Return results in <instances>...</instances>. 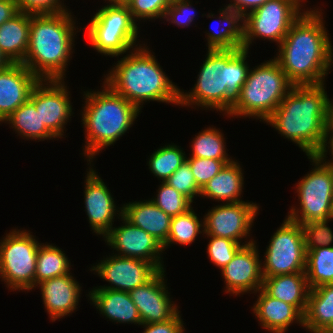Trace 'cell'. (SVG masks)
Here are the masks:
<instances>
[{"mask_svg":"<svg viewBox=\"0 0 333 333\" xmlns=\"http://www.w3.org/2000/svg\"><path fill=\"white\" fill-rule=\"evenodd\" d=\"M321 8L310 7L291 25L274 59L294 85L326 84L333 46Z\"/></svg>","mask_w":333,"mask_h":333,"instance_id":"1","label":"cell"},{"mask_svg":"<svg viewBox=\"0 0 333 333\" xmlns=\"http://www.w3.org/2000/svg\"><path fill=\"white\" fill-rule=\"evenodd\" d=\"M324 85H294L264 121L307 157L315 156L324 140L329 100Z\"/></svg>","mask_w":333,"mask_h":333,"instance_id":"2","label":"cell"},{"mask_svg":"<svg viewBox=\"0 0 333 333\" xmlns=\"http://www.w3.org/2000/svg\"><path fill=\"white\" fill-rule=\"evenodd\" d=\"M69 10L30 14L29 45L22 64L40 80H65L67 63L75 48V35L80 32L76 17Z\"/></svg>","mask_w":333,"mask_h":333,"instance_id":"3","label":"cell"},{"mask_svg":"<svg viewBox=\"0 0 333 333\" xmlns=\"http://www.w3.org/2000/svg\"><path fill=\"white\" fill-rule=\"evenodd\" d=\"M146 45L144 43L120 58L102 80L140 111L148 101L179 106L180 88L165 74L154 52Z\"/></svg>","mask_w":333,"mask_h":333,"instance_id":"4","label":"cell"},{"mask_svg":"<svg viewBox=\"0 0 333 333\" xmlns=\"http://www.w3.org/2000/svg\"><path fill=\"white\" fill-rule=\"evenodd\" d=\"M101 91H84L81 122L85 129L83 154L91 163L99 152L114 146L134 125L141 111L103 82ZM108 146V147H107Z\"/></svg>","mask_w":333,"mask_h":333,"instance_id":"5","label":"cell"},{"mask_svg":"<svg viewBox=\"0 0 333 333\" xmlns=\"http://www.w3.org/2000/svg\"><path fill=\"white\" fill-rule=\"evenodd\" d=\"M293 86L279 63L275 59H269L249 68L246 81L226 116L253 117L264 122Z\"/></svg>","mask_w":333,"mask_h":333,"instance_id":"6","label":"cell"},{"mask_svg":"<svg viewBox=\"0 0 333 333\" xmlns=\"http://www.w3.org/2000/svg\"><path fill=\"white\" fill-rule=\"evenodd\" d=\"M106 4L101 6L84 27L91 47L96 52L113 58L143 45L137 41L139 27L127 5L120 2Z\"/></svg>","mask_w":333,"mask_h":333,"instance_id":"7","label":"cell"},{"mask_svg":"<svg viewBox=\"0 0 333 333\" xmlns=\"http://www.w3.org/2000/svg\"><path fill=\"white\" fill-rule=\"evenodd\" d=\"M240 49H208L206 59L197 75L194 87L188 92L180 89L179 106H196L205 110H216L226 115L234 103L235 98L228 92L219 74L225 64ZM195 105V106H193Z\"/></svg>","mask_w":333,"mask_h":333,"instance_id":"8","label":"cell"},{"mask_svg":"<svg viewBox=\"0 0 333 333\" xmlns=\"http://www.w3.org/2000/svg\"><path fill=\"white\" fill-rule=\"evenodd\" d=\"M30 230L12 229L0 240V279L11 291H32L41 243Z\"/></svg>","mask_w":333,"mask_h":333,"instance_id":"9","label":"cell"},{"mask_svg":"<svg viewBox=\"0 0 333 333\" xmlns=\"http://www.w3.org/2000/svg\"><path fill=\"white\" fill-rule=\"evenodd\" d=\"M312 170L296 183L299 206H291L287 218L305 224L333 219V182L329 168L316 156H308Z\"/></svg>","mask_w":333,"mask_h":333,"instance_id":"10","label":"cell"},{"mask_svg":"<svg viewBox=\"0 0 333 333\" xmlns=\"http://www.w3.org/2000/svg\"><path fill=\"white\" fill-rule=\"evenodd\" d=\"M306 0H269L244 17L243 49L250 50L256 38L276 42L277 46L291 25L301 16Z\"/></svg>","mask_w":333,"mask_h":333,"instance_id":"11","label":"cell"},{"mask_svg":"<svg viewBox=\"0 0 333 333\" xmlns=\"http://www.w3.org/2000/svg\"><path fill=\"white\" fill-rule=\"evenodd\" d=\"M262 264V276L305 273L306 250L300 223L287 217L271 236Z\"/></svg>","mask_w":333,"mask_h":333,"instance_id":"12","label":"cell"},{"mask_svg":"<svg viewBox=\"0 0 333 333\" xmlns=\"http://www.w3.org/2000/svg\"><path fill=\"white\" fill-rule=\"evenodd\" d=\"M259 208L258 203L249 201L220 203L205 213L204 234L231 239L243 246L251 244L255 240L246 238L250 237ZM243 238L246 240L244 243Z\"/></svg>","mask_w":333,"mask_h":333,"instance_id":"13","label":"cell"},{"mask_svg":"<svg viewBox=\"0 0 333 333\" xmlns=\"http://www.w3.org/2000/svg\"><path fill=\"white\" fill-rule=\"evenodd\" d=\"M64 80H40L33 88L30 101L39 110L41 122L57 137L63 138L65 125L73 115L72 103ZM70 118V119H69Z\"/></svg>","mask_w":333,"mask_h":333,"instance_id":"14","label":"cell"},{"mask_svg":"<svg viewBox=\"0 0 333 333\" xmlns=\"http://www.w3.org/2000/svg\"><path fill=\"white\" fill-rule=\"evenodd\" d=\"M121 226L112 227L103 237L106 245L116 251L114 255L137 258L150 262L158 271L164 270L163 246L140 227L131 224L123 216L118 217Z\"/></svg>","mask_w":333,"mask_h":333,"instance_id":"15","label":"cell"},{"mask_svg":"<svg viewBox=\"0 0 333 333\" xmlns=\"http://www.w3.org/2000/svg\"><path fill=\"white\" fill-rule=\"evenodd\" d=\"M110 285L92 289H110L129 292L148 282L158 270L145 260L114 255L103 257L98 264L89 269Z\"/></svg>","mask_w":333,"mask_h":333,"instance_id":"16","label":"cell"},{"mask_svg":"<svg viewBox=\"0 0 333 333\" xmlns=\"http://www.w3.org/2000/svg\"><path fill=\"white\" fill-rule=\"evenodd\" d=\"M165 276V269L159 270L144 285L128 292L142 324L166 322L179 312L178 305L170 298Z\"/></svg>","mask_w":333,"mask_h":333,"instance_id":"17","label":"cell"},{"mask_svg":"<svg viewBox=\"0 0 333 333\" xmlns=\"http://www.w3.org/2000/svg\"><path fill=\"white\" fill-rule=\"evenodd\" d=\"M257 242L242 246L222 269L225 293L240 296L256 293L263 285L262 259Z\"/></svg>","mask_w":333,"mask_h":333,"instance_id":"18","label":"cell"},{"mask_svg":"<svg viewBox=\"0 0 333 333\" xmlns=\"http://www.w3.org/2000/svg\"><path fill=\"white\" fill-rule=\"evenodd\" d=\"M90 164L84 185V203L93 233L104 237L113 227L114 219L122 216V207L116 206L114 197L103 179ZM117 207V208H116ZM120 209V210H119ZM118 214V215H117Z\"/></svg>","mask_w":333,"mask_h":333,"instance_id":"19","label":"cell"},{"mask_svg":"<svg viewBox=\"0 0 333 333\" xmlns=\"http://www.w3.org/2000/svg\"><path fill=\"white\" fill-rule=\"evenodd\" d=\"M39 81L22 63H10L0 70L1 123L30 99L31 92Z\"/></svg>","mask_w":333,"mask_h":333,"instance_id":"20","label":"cell"},{"mask_svg":"<svg viewBox=\"0 0 333 333\" xmlns=\"http://www.w3.org/2000/svg\"><path fill=\"white\" fill-rule=\"evenodd\" d=\"M70 274L45 280L35 286L41 290L42 302L52 322L72 315L78 308L82 287Z\"/></svg>","mask_w":333,"mask_h":333,"instance_id":"21","label":"cell"},{"mask_svg":"<svg viewBox=\"0 0 333 333\" xmlns=\"http://www.w3.org/2000/svg\"><path fill=\"white\" fill-rule=\"evenodd\" d=\"M257 293L252 312L262 328L270 333H285L293 323L303 326V315L293 305L272 298L262 288L255 296Z\"/></svg>","mask_w":333,"mask_h":333,"instance_id":"22","label":"cell"},{"mask_svg":"<svg viewBox=\"0 0 333 333\" xmlns=\"http://www.w3.org/2000/svg\"><path fill=\"white\" fill-rule=\"evenodd\" d=\"M121 207L122 216L131 224L153 236L162 246L167 242L172 217L150 199L128 202Z\"/></svg>","mask_w":333,"mask_h":333,"instance_id":"23","label":"cell"},{"mask_svg":"<svg viewBox=\"0 0 333 333\" xmlns=\"http://www.w3.org/2000/svg\"><path fill=\"white\" fill-rule=\"evenodd\" d=\"M91 305L112 322L142 325L137 307L126 291L91 289L88 295Z\"/></svg>","mask_w":333,"mask_h":333,"instance_id":"24","label":"cell"},{"mask_svg":"<svg viewBox=\"0 0 333 333\" xmlns=\"http://www.w3.org/2000/svg\"><path fill=\"white\" fill-rule=\"evenodd\" d=\"M262 289L272 298L293 305L304 315L310 292L305 273L263 277Z\"/></svg>","mask_w":333,"mask_h":333,"instance_id":"25","label":"cell"},{"mask_svg":"<svg viewBox=\"0 0 333 333\" xmlns=\"http://www.w3.org/2000/svg\"><path fill=\"white\" fill-rule=\"evenodd\" d=\"M30 14L18 12L0 25V51L10 63H23L29 45Z\"/></svg>","mask_w":333,"mask_h":333,"instance_id":"26","label":"cell"},{"mask_svg":"<svg viewBox=\"0 0 333 333\" xmlns=\"http://www.w3.org/2000/svg\"><path fill=\"white\" fill-rule=\"evenodd\" d=\"M242 166L233 160L223 166L220 172L201 190L200 196L222 203L242 202L244 175ZM224 201V202H223Z\"/></svg>","mask_w":333,"mask_h":333,"instance_id":"27","label":"cell"},{"mask_svg":"<svg viewBox=\"0 0 333 333\" xmlns=\"http://www.w3.org/2000/svg\"><path fill=\"white\" fill-rule=\"evenodd\" d=\"M302 328L311 333H328L333 328V283L310 289Z\"/></svg>","mask_w":333,"mask_h":333,"instance_id":"28","label":"cell"},{"mask_svg":"<svg viewBox=\"0 0 333 333\" xmlns=\"http://www.w3.org/2000/svg\"><path fill=\"white\" fill-rule=\"evenodd\" d=\"M218 12L220 16L215 17L214 13H208L206 16L219 19V22H224L225 25L220 30L204 32L207 38L206 47L208 49H243L244 17L239 12L226 7L220 8Z\"/></svg>","mask_w":333,"mask_h":333,"instance_id":"29","label":"cell"},{"mask_svg":"<svg viewBox=\"0 0 333 333\" xmlns=\"http://www.w3.org/2000/svg\"><path fill=\"white\" fill-rule=\"evenodd\" d=\"M3 123L11 126L15 134L26 140L45 141L57 137L41 122L39 110L28 100L19 106Z\"/></svg>","mask_w":333,"mask_h":333,"instance_id":"30","label":"cell"},{"mask_svg":"<svg viewBox=\"0 0 333 333\" xmlns=\"http://www.w3.org/2000/svg\"><path fill=\"white\" fill-rule=\"evenodd\" d=\"M61 248L50 243H41L37 252L34 288L37 284L70 272L71 262Z\"/></svg>","mask_w":333,"mask_h":333,"instance_id":"31","label":"cell"},{"mask_svg":"<svg viewBox=\"0 0 333 333\" xmlns=\"http://www.w3.org/2000/svg\"><path fill=\"white\" fill-rule=\"evenodd\" d=\"M305 274L310 289L333 283V245L306 252Z\"/></svg>","mask_w":333,"mask_h":333,"instance_id":"32","label":"cell"},{"mask_svg":"<svg viewBox=\"0 0 333 333\" xmlns=\"http://www.w3.org/2000/svg\"><path fill=\"white\" fill-rule=\"evenodd\" d=\"M199 234L204 235V220L202 218L200 220L191 207L185 213L171 218L170 232L163 250L165 251L171 244L190 245Z\"/></svg>","mask_w":333,"mask_h":333,"instance_id":"33","label":"cell"},{"mask_svg":"<svg viewBox=\"0 0 333 333\" xmlns=\"http://www.w3.org/2000/svg\"><path fill=\"white\" fill-rule=\"evenodd\" d=\"M191 141V155L195 158H209L216 160H234L227 154L226 140L221 130L212 127L205 128L193 137Z\"/></svg>","mask_w":333,"mask_h":333,"instance_id":"34","label":"cell"},{"mask_svg":"<svg viewBox=\"0 0 333 333\" xmlns=\"http://www.w3.org/2000/svg\"><path fill=\"white\" fill-rule=\"evenodd\" d=\"M183 150L174 143L157 148L148 158L149 171L165 182L186 161L187 155Z\"/></svg>","mask_w":333,"mask_h":333,"instance_id":"35","label":"cell"},{"mask_svg":"<svg viewBox=\"0 0 333 333\" xmlns=\"http://www.w3.org/2000/svg\"><path fill=\"white\" fill-rule=\"evenodd\" d=\"M249 50H239L224 66V69L219 74L224 85H227L228 92L235 98L246 81L249 70V65L246 59L248 58Z\"/></svg>","mask_w":333,"mask_h":333,"instance_id":"36","label":"cell"},{"mask_svg":"<svg viewBox=\"0 0 333 333\" xmlns=\"http://www.w3.org/2000/svg\"><path fill=\"white\" fill-rule=\"evenodd\" d=\"M150 200L171 217L185 213L192 207V202L187 197L166 182H161L156 197Z\"/></svg>","mask_w":333,"mask_h":333,"instance_id":"37","label":"cell"},{"mask_svg":"<svg viewBox=\"0 0 333 333\" xmlns=\"http://www.w3.org/2000/svg\"><path fill=\"white\" fill-rule=\"evenodd\" d=\"M207 254L211 263L222 270L233 258L236 252L243 246L239 242L227 238L208 236Z\"/></svg>","mask_w":333,"mask_h":333,"instance_id":"38","label":"cell"},{"mask_svg":"<svg viewBox=\"0 0 333 333\" xmlns=\"http://www.w3.org/2000/svg\"><path fill=\"white\" fill-rule=\"evenodd\" d=\"M333 219L311 221L301 224L304 232L305 250L329 247L333 242V231L328 223Z\"/></svg>","mask_w":333,"mask_h":333,"instance_id":"39","label":"cell"},{"mask_svg":"<svg viewBox=\"0 0 333 333\" xmlns=\"http://www.w3.org/2000/svg\"><path fill=\"white\" fill-rule=\"evenodd\" d=\"M233 160H216L207 158L188 157L186 162L189 164L196 184L200 190L213 179L227 163Z\"/></svg>","mask_w":333,"mask_h":333,"instance_id":"40","label":"cell"},{"mask_svg":"<svg viewBox=\"0 0 333 333\" xmlns=\"http://www.w3.org/2000/svg\"><path fill=\"white\" fill-rule=\"evenodd\" d=\"M124 3L136 22L142 19L155 21L164 18L171 0H127Z\"/></svg>","mask_w":333,"mask_h":333,"instance_id":"41","label":"cell"},{"mask_svg":"<svg viewBox=\"0 0 333 333\" xmlns=\"http://www.w3.org/2000/svg\"><path fill=\"white\" fill-rule=\"evenodd\" d=\"M165 182L187 197L192 203L196 196L200 197L201 190L198 188L186 161Z\"/></svg>","mask_w":333,"mask_h":333,"instance_id":"42","label":"cell"},{"mask_svg":"<svg viewBox=\"0 0 333 333\" xmlns=\"http://www.w3.org/2000/svg\"><path fill=\"white\" fill-rule=\"evenodd\" d=\"M191 0H171L163 20L181 28L190 27L195 18V8ZM171 21V22H170Z\"/></svg>","mask_w":333,"mask_h":333,"instance_id":"43","label":"cell"},{"mask_svg":"<svg viewBox=\"0 0 333 333\" xmlns=\"http://www.w3.org/2000/svg\"><path fill=\"white\" fill-rule=\"evenodd\" d=\"M18 11L29 14L62 13L68 8L63 0H14ZM63 1V2H62Z\"/></svg>","mask_w":333,"mask_h":333,"instance_id":"44","label":"cell"},{"mask_svg":"<svg viewBox=\"0 0 333 333\" xmlns=\"http://www.w3.org/2000/svg\"><path fill=\"white\" fill-rule=\"evenodd\" d=\"M183 319L180 311L166 322L142 324L144 331L142 333H185Z\"/></svg>","mask_w":333,"mask_h":333,"instance_id":"45","label":"cell"},{"mask_svg":"<svg viewBox=\"0 0 333 333\" xmlns=\"http://www.w3.org/2000/svg\"><path fill=\"white\" fill-rule=\"evenodd\" d=\"M269 0H230L227 6L224 7L239 12L243 17L248 13L256 10L260 6H263ZM233 2V3H232Z\"/></svg>","mask_w":333,"mask_h":333,"instance_id":"46","label":"cell"},{"mask_svg":"<svg viewBox=\"0 0 333 333\" xmlns=\"http://www.w3.org/2000/svg\"><path fill=\"white\" fill-rule=\"evenodd\" d=\"M329 150V154L331 152L332 155H330L332 158L330 160L326 159L328 158L327 153ZM315 156L323 163H333V129H325L324 133V140L322 143V146L318 150V152L315 154ZM327 160V161H326Z\"/></svg>","mask_w":333,"mask_h":333,"instance_id":"47","label":"cell"},{"mask_svg":"<svg viewBox=\"0 0 333 333\" xmlns=\"http://www.w3.org/2000/svg\"><path fill=\"white\" fill-rule=\"evenodd\" d=\"M18 8L14 0H0V25L10 20L18 13Z\"/></svg>","mask_w":333,"mask_h":333,"instance_id":"48","label":"cell"},{"mask_svg":"<svg viewBox=\"0 0 333 333\" xmlns=\"http://www.w3.org/2000/svg\"><path fill=\"white\" fill-rule=\"evenodd\" d=\"M328 100V114H327V124L326 129H333V99Z\"/></svg>","mask_w":333,"mask_h":333,"instance_id":"49","label":"cell"},{"mask_svg":"<svg viewBox=\"0 0 333 333\" xmlns=\"http://www.w3.org/2000/svg\"><path fill=\"white\" fill-rule=\"evenodd\" d=\"M10 62L7 60V58L2 54L0 51V70L3 68H6Z\"/></svg>","mask_w":333,"mask_h":333,"instance_id":"50","label":"cell"},{"mask_svg":"<svg viewBox=\"0 0 333 333\" xmlns=\"http://www.w3.org/2000/svg\"><path fill=\"white\" fill-rule=\"evenodd\" d=\"M324 164L329 168L333 182V163H324Z\"/></svg>","mask_w":333,"mask_h":333,"instance_id":"51","label":"cell"},{"mask_svg":"<svg viewBox=\"0 0 333 333\" xmlns=\"http://www.w3.org/2000/svg\"><path fill=\"white\" fill-rule=\"evenodd\" d=\"M106 2V0H104ZM127 0H107V2H120V3H124Z\"/></svg>","mask_w":333,"mask_h":333,"instance_id":"52","label":"cell"}]
</instances>
